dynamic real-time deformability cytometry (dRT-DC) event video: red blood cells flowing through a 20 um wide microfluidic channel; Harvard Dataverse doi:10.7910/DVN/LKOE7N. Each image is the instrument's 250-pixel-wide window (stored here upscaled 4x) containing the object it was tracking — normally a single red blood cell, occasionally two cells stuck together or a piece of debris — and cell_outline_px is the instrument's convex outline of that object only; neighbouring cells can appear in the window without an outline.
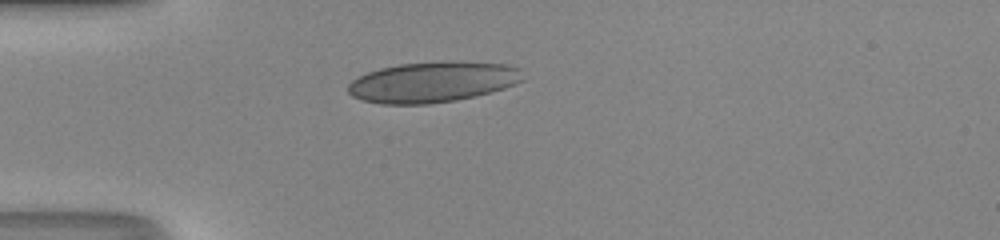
{"species": "human", "species_latin": "Homo sapiens", "temperature_condition": "room temperature", "stored_images_in_passage": 37, "camera_frame_rate_fps": 3000, "um_per_image_px": 0.085, "donor": {"sex": "male"}, "frame": {"image": 1, "passage_image": 1, "time_ms": 0.0, "image_size_px": [1000, 240], "cell_outline_px": [[524, 80], [516, 84], [504, 88], [476, 96], [456, 100], [428, 104], [380, 104], [364, 100], [352, 96], [348, 92], [348, 84], [352, 80], [368, 72], [380, 68], [400, 64], [448, 60], [504, 64], [520, 68]], "centroid_in_image_um": [36.79, 6.96], "position_along_channel_um": 48.2, "area_um2": 41.56}}
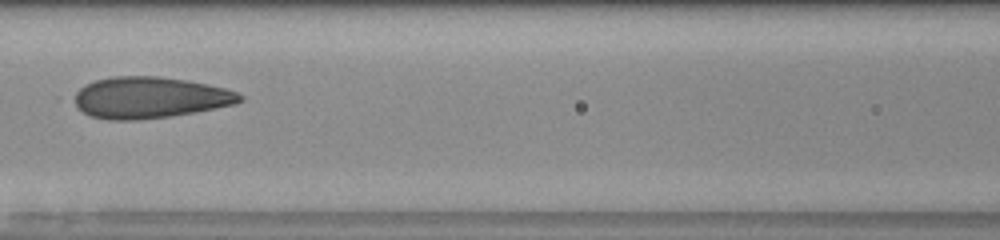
{"frame": {"image": 2, "passage_image": 10, "time_ms": 3.0, "image_size_px": [1000, 240], "cell_outline_px": [[244, 100], [236, 104], [196, 112], [172, 116], [136, 120], [108, 120], [88, 116], [76, 108], [68, 96], [84, 84], [96, 80], [116, 76], [156, 76], [188, 80], [208, 84], [224, 88], [236, 92], [244, 96]], "centroid_in_image_um": [12.65, 8.3], "position_along_channel_um": 153.9, "area_um2": 40.69}}
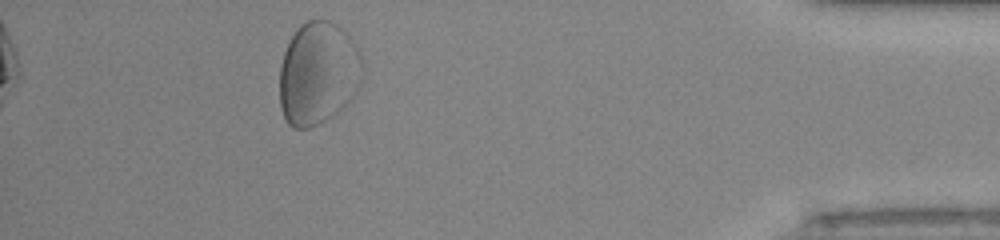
{"frame": {"image": 3, "passage_image": 32, "time_ms": 10.333, "image_size_px": [1000, 240], "cell_outline_px": [[364, 64], [360, 84], [352, 96], [332, 116], [308, 128], [292, 128], [288, 124], [280, 108], [280, 64], [288, 40], [296, 28], [300, 24], [308, 20], [328, 20], [336, 24], [356, 44]], "centroid_in_image_um": [27.02, 6.21], "position_along_channel_um": 408.2, "area_um2": 49.77}, "authors_computed_cell_mechanics": {"area_um2": 40.6334, "velocity_mm_per_s": 4.169, "shape_relaxation_time_tau1_ms": 7.7169, "shape_relaxation_time_tau2_ms": 1.3201, "deformation_change_tau1": 0.1839, "deformation_change_tau2": 0.0499}}